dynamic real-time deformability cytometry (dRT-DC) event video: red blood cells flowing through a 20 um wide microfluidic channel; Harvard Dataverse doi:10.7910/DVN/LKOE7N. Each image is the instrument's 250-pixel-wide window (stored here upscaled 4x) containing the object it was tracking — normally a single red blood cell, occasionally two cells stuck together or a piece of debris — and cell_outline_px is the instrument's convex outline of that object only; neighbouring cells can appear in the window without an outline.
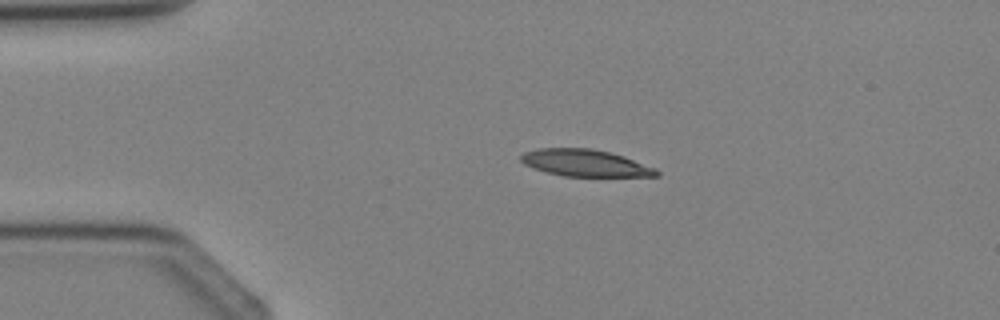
{"species": "Egyptian fruit bat (a non-hibernating species)", "species_latin": "Rousettus aegyptiacus", "temperature_condition": "cold", "stored_images_in_passage": 2, "camera_frame_rate_fps": 3000, "um_per_image_px": 0.085, "animal": {"sex": "female"}, "frame": {"image": 1, "passage_image": 1, "time_ms": 0.0, "image_size_px": [1000, 320], "cell_outline_px": [[660, 176], [564, 176], [548, 172], [524, 164], [520, 160], [520, 156], [524, 152], [540, 148], [592, 148], [612, 152], [624, 156], [656, 168], [660, 172]], "centroid_in_image_um": [49.78, 13.84], "position_along_channel_um": 35.2, "area_um2": 21.21}}